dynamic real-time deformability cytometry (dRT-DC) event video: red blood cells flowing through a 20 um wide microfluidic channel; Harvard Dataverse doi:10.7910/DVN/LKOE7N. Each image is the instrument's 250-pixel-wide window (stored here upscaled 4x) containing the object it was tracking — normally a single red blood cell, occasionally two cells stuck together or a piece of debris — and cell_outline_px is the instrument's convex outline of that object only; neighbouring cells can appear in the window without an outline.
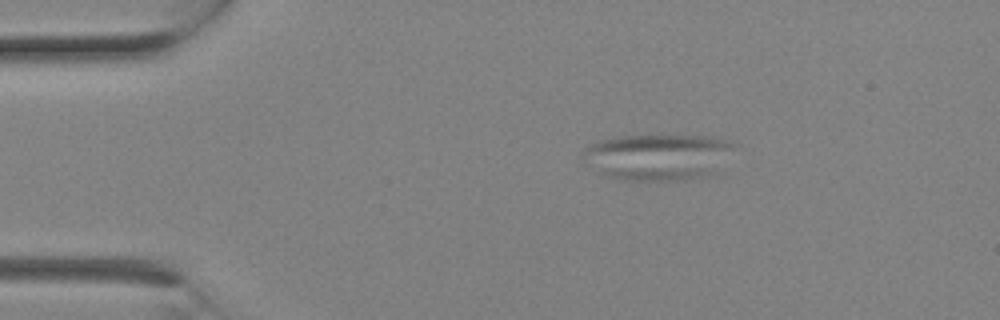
{"species": "Egyptian fruit bat (a non-hibernating species)", "species_latin": "Rousettus aegyptiacus", "temperature_condition": "room temperature", "stored_images_in_passage": 1, "camera_frame_rate_fps": 3000, "um_per_image_px": 0.085, "animal": {"sex": "female"}, "frame": {"image": 1, "passage_image": 1, "time_ms": 0.0, "image_size_px": [1000, 320], "cell_outline_px": [[736, 144], [720, 176], [684, 180], [620, 180], [604, 176], [596, 172], [584, 160], [584, 148], [592, 144], [604, 140], [620, 136], [704, 136], [724, 140]], "centroid_in_image_um": [56.03, 13.38], "position_along_channel_um": 29.0, "area_um2": 41.56}}